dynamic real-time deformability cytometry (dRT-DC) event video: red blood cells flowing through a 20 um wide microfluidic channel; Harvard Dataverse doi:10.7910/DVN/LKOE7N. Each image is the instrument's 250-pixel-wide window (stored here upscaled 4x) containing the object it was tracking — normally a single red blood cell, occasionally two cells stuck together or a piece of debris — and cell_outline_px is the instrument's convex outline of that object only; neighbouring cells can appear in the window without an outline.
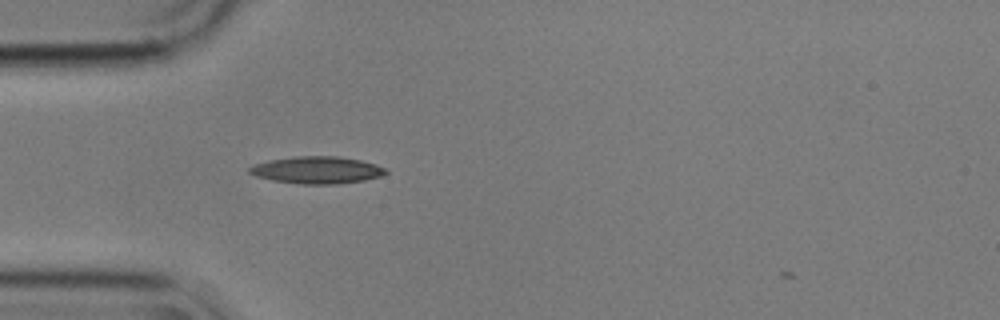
{"species": "common noctule bat (a hibernating species)", "species_latin": "Nyctalus noctula", "temperature_condition": "cold", "stored_images_in_passage": 6, "camera_frame_rate_fps": 3000, "um_per_image_px": 0.085, "animal": {"sex": "male", "body_mass_g": 17.9}, "frame": {"image": 1, "passage_image": 5, "time_ms": 1.333, "image_size_px": [1000, 320], "cell_outline_px": [[388, 172], [380, 176], [364, 180], [336, 184], [300, 184], [272, 180], [256, 176], [248, 172], [248, 168], [256, 164], [268, 160], [296, 156], [340, 156], [360, 160], [376, 164], [384, 168]], "centroid_in_image_um": [26.93, 14.45], "position_along_channel_um": 58.1, "area_um2": 21.5}}